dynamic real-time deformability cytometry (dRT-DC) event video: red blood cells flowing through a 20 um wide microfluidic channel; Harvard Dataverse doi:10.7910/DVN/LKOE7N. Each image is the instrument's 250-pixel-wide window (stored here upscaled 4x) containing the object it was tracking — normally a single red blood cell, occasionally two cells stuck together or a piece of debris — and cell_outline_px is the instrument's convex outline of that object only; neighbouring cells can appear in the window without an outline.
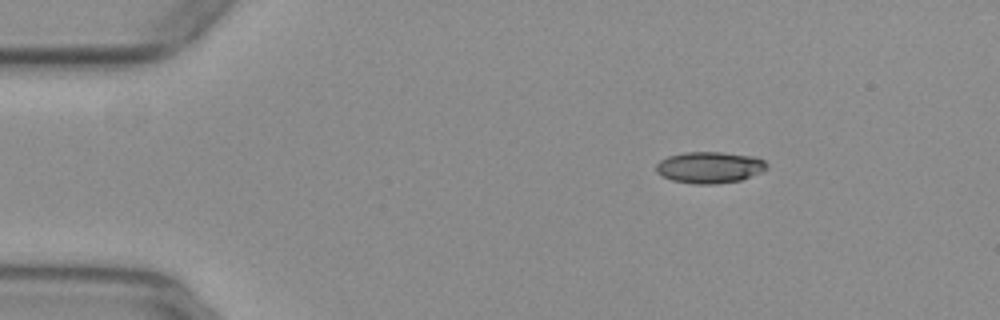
{"species": "common noctule bat (a hibernating species)", "species_latin": "Nyctalus noctula", "temperature_condition": "warm", "stored_images_in_passage": 38, "camera_frame_rate_fps": 3000, "um_per_image_px": 0.085, "animal": {"sex": "female", "body_mass_g": 29.2, "forearm_length_mm": 56.3}, "frame": {"image": 1, "passage_image": 2, "time_ms": 0.333, "image_size_px": [1000, 320], "cell_outline_px": [[768, 168], [760, 172], [740, 180], [716, 184], [696, 184], [672, 180], [656, 172], [656, 164], [660, 160], [668, 156], [684, 152], [724, 152], [752, 156], [764, 160], [768, 164]], "centroid_in_image_um": [60.31, 14.22], "position_along_channel_um": 24.7, "area_um2": 20.23}}
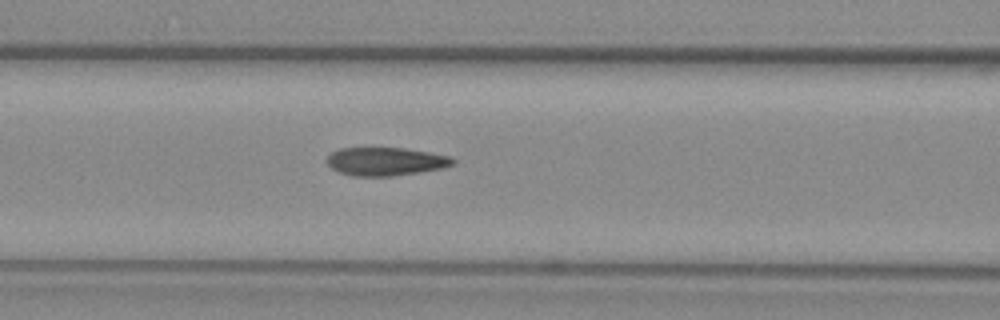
{"frame": {"image": 2, "passage_image": 16, "time_ms": 5.0, "image_size_px": [1000, 320], "cell_outline_px": [[456, 164], [444, 168], [420, 172], [392, 176], [352, 176], [340, 172], [332, 168], [328, 164], [328, 156], [332, 152], [340, 148], [404, 148], [452, 156], [456, 160]], "centroid_in_image_um": [32.84, 13.72], "position_along_channel_um": 133.8, "area_um2": 20.81}}
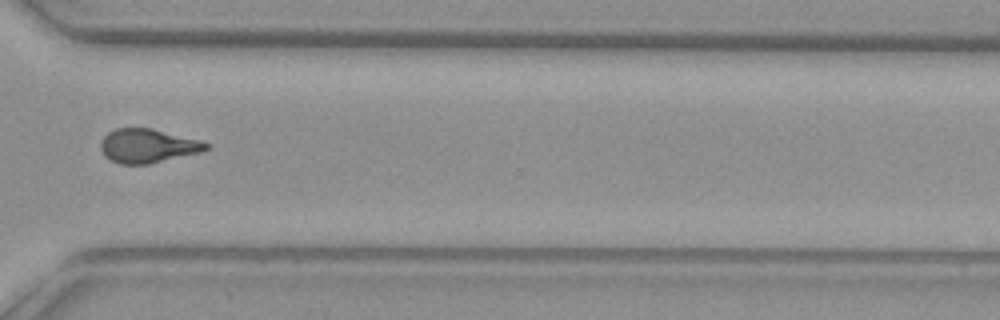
{"frame": {"image": 3, "passage_image": 33, "time_ms": 10.667, "image_size_px": [1000, 320], "cell_outline_px": [[212, 148], [200, 152], [148, 164], [120, 164], [104, 156], [100, 148], [100, 140], [108, 132], [116, 128], [152, 128], [200, 140], [212, 144]], "centroid_in_image_um": [12.57, 12.39], "position_along_channel_um": 358.0, "area_um2": 20.98}, "authors_computed_cell_mechanics": {"area_um2": 21.1837, "velocity_mm_per_s": 3.9612, "shape_relaxation_time_tau1_ms": 6.1344, "shape_relaxation_time_tau2_ms": 1.4444, "deformation_change_tau1": 0.1856, "deformation_change_tau2": 0.076}}